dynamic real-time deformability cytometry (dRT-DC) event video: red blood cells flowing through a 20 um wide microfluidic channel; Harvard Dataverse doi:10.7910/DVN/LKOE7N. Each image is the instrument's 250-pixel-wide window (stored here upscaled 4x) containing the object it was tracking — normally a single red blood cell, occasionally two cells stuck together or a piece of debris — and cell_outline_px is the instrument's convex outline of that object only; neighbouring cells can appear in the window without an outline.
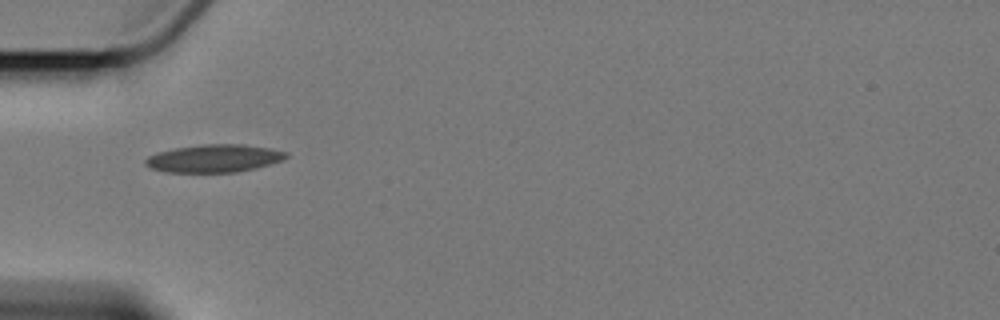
{"species": "Egyptian fruit bat (a non-hibernating species)", "species_latin": "Rousettus aegyptiacus", "temperature_condition": "cold", "stored_images_in_passage": 7, "camera_frame_rate_fps": 3000, "um_per_image_px": 0.085, "animal": {"sex": "female"}, "frame": {"image": 1, "passage_image": 1, "time_ms": 0.0, "image_size_px": [1000, 320], "cell_outline_px": [[288, 156], [284, 160], [256, 168], [236, 172], [164, 172], [152, 168], [144, 164], [144, 160], [148, 156], [156, 152], [176, 148], [200, 144], [244, 144], [272, 148], [288, 152]], "centroid_in_image_um": [18.22, 13.45], "position_along_channel_um": 66.8, "area_um2": 23.0}}
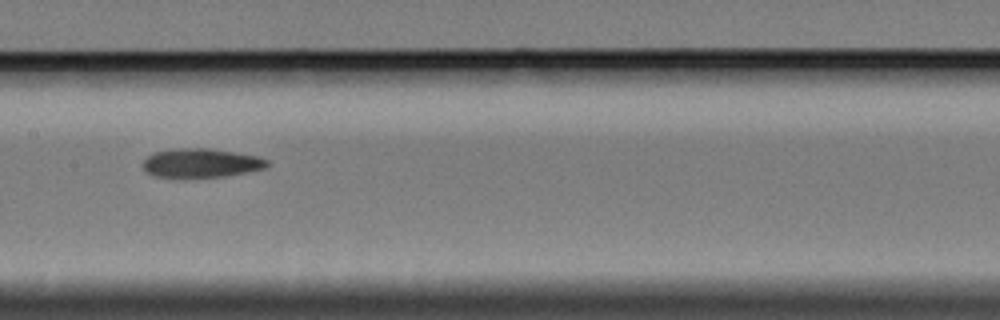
{"frame": {"image": 2, "passage_image": 4, "time_ms": 3.667, "image_size_px": [1000, 320], "cell_outline_px": [[268, 168], [224, 176], [152, 176], [144, 172], [140, 164], [148, 156], [156, 152], [180, 148], [208, 148], [260, 156], [268, 160]], "centroid_in_image_um": [17.09, 13.84], "position_along_channel_um": 190.3, "area_um2": 20.81}}
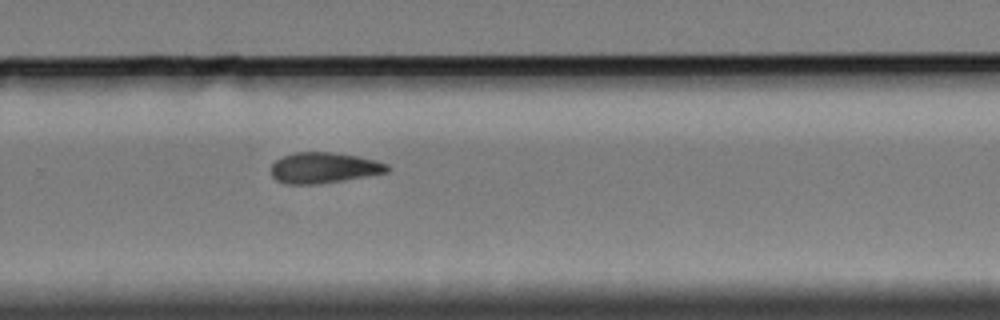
{"frame": {"image": 3, "passage_image": 7, "time_ms": 7.0, "image_size_px": [1000, 320], "cell_outline_px": [[392, 168], [388, 172], [344, 180], [316, 184], [284, 184], [276, 180], [272, 176], [272, 164], [276, 160], [284, 156], [296, 152], [332, 152], [356, 156], [376, 160], [388, 164]], "centroid_in_image_um": [27.55, 14.27], "position_along_channel_um": 302.3, "area_um2": 20.81}}